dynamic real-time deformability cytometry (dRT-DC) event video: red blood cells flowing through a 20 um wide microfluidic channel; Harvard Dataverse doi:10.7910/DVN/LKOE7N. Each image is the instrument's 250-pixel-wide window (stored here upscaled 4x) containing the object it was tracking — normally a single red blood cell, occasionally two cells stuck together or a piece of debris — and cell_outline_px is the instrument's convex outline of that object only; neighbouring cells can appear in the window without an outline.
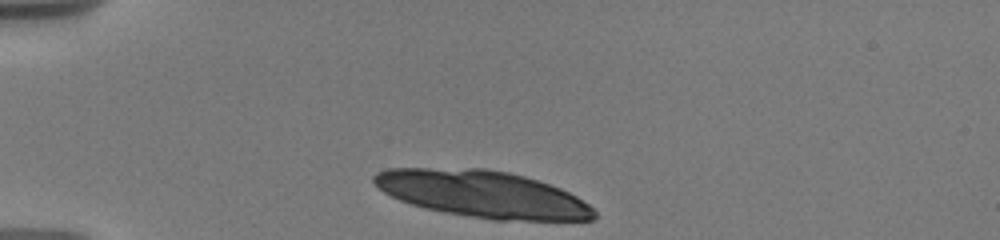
{"species": "human", "species_latin": "Homo sapiens", "temperature_condition": "warm", "stored_images_in_passage": 63, "camera_frame_rate_fps": 3000, "um_per_image_px": 0.085, "donor": {"sex": "male"}, "frame": {"image": 1, "passage_image": 1, "time_ms": 0.0, "image_size_px": [1000, 240], "cell_outline_px": [[596, 216], [592, 220], [492, 220], [444, 212], [412, 204], [400, 200], [384, 192], [372, 180], [372, 176], [376, 172], [388, 168], [484, 168], [508, 172], [524, 176], [560, 188], [576, 196], [588, 204], [596, 212]], "centroid_in_image_um": [41.01, 16.49], "position_along_channel_um": 44.0, "area_um2": 59.77}}